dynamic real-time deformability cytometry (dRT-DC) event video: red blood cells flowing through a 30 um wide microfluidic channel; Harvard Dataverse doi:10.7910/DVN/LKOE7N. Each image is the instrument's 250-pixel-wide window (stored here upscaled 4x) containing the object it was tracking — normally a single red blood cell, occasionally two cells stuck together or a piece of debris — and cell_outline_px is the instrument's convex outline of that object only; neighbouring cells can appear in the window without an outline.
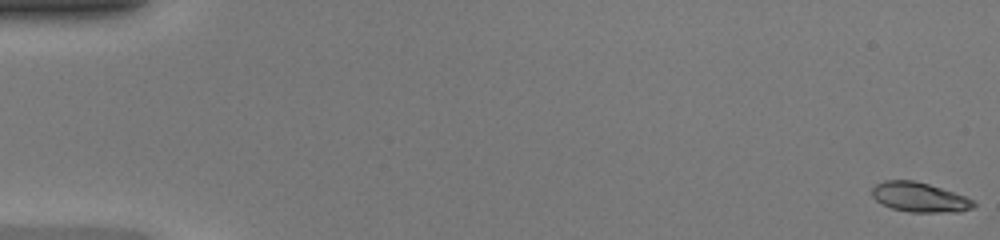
{"species": "common noctule bat (a hibernating species)", "species_latin": "Nyctalus noctula", "temperature_condition": "warm", "stored_images_in_passage": 49, "camera_frame_rate_fps": 3000, "um_per_image_px": 0.085, "animal": {"sex": "female", "body_mass_g": 20.0, "forearm_length_mm": 54.0}, "frame": {"image": 1, "passage_image": 1, "time_ms": 0.0, "image_size_px": [1000, 240], "cell_outline_px": [[976, 204], [972, 208], [960, 212], [908, 212], [892, 208], [876, 200], [872, 196], [872, 188], [876, 184], [884, 180], [912, 180], [928, 184], [964, 196], [972, 200]], "centroid_in_image_um": [78.14, 16.77], "position_along_channel_um": 6.9, "area_um2": 17.34}}
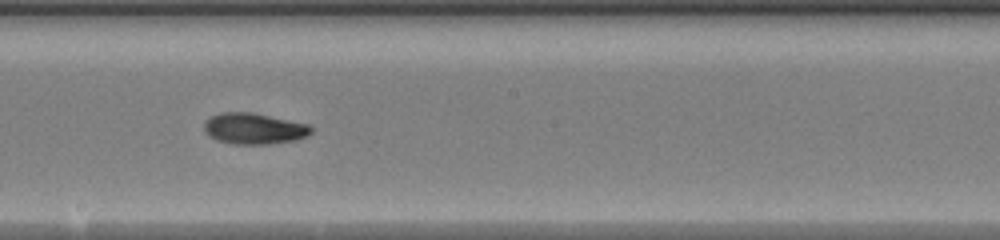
{"frame": {"image": 2, "passage_image": 28, "time_ms": 9.0, "image_size_px": [1000, 240], "cell_outline_px": [[312, 132], [308, 136], [296, 140], [268, 144], [232, 144], [216, 140], [208, 136], [204, 132], [204, 120], [220, 112], [252, 112], [308, 124], [312, 128]], "centroid_in_image_um": [21.56, 10.93], "position_along_channel_um": 226.6, "area_um2": 19.59}}
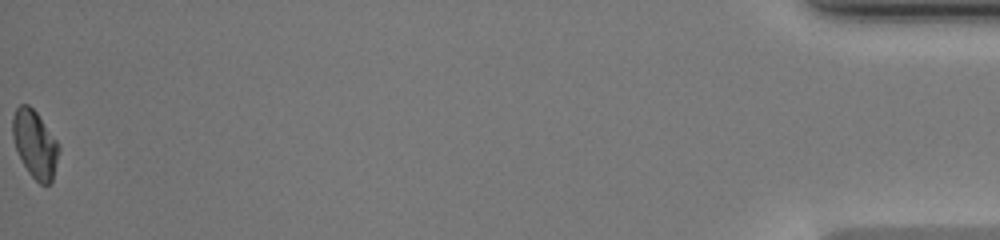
{"frame": {"image": 3, "passage_image": 49, "time_ms": 16.0, "image_size_px": [1000, 240], "cell_outline_px": [[60, 152], [52, 180], [48, 184], [40, 184], [28, 172], [16, 148], [12, 136], [12, 116], [16, 108], [20, 104], [28, 104], [36, 112], [60, 144]], "centroid_in_image_um": [2.98, 12.23], "position_along_channel_um": 432.2, "area_um2": 18.15}, "authors_computed_cell_mechanics": {"area_um2": 18.3804, "velocity_mm_per_s": 4.3354, "shape_relaxation_time_tau1_ms": 3.2672, "shape_relaxation_time_tau2_ms": 2.6896, "deformation_change_tau1": 0.1725, "deformation_change_tau2": 0.0755}}